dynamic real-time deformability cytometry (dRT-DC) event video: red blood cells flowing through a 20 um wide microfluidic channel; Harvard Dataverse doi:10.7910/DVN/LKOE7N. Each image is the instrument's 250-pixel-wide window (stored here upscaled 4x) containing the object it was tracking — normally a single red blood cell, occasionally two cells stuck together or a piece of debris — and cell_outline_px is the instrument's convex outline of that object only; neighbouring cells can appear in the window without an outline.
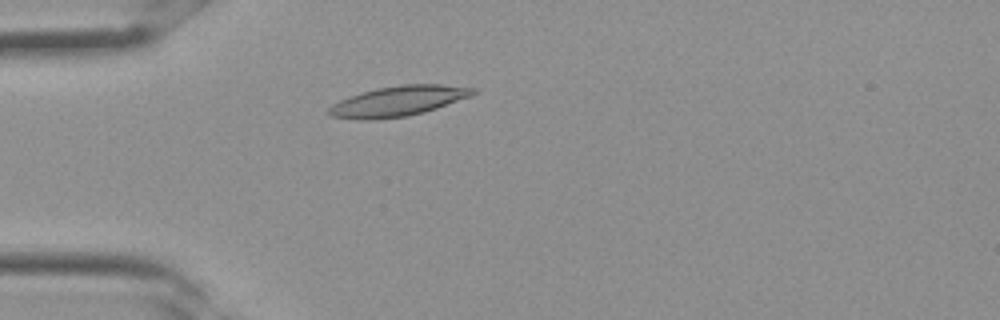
{"species": "Egyptian fruit bat (a non-hibernating species)", "species_latin": "Rousettus aegyptiacus", "temperature_condition": "room temperature", "stored_images_in_passage": 6, "camera_frame_rate_fps": 3000, "um_per_image_px": 0.085, "frame": {"image": 1, "passage_image": 3, "time_ms": 0.667, "image_size_px": [1000, 320], "cell_outline_px": [[476, 92], [472, 96], [424, 112], [408, 116], [376, 120], [360, 120], [332, 116], [328, 112], [328, 108], [332, 104], [348, 96], [376, 88], [400, 84], [440, 84], [476, 88]], "centroid_in_image_um": [33.84, 8.59], "position_along_channel_um": 51.2, "area_um2": 25.49}}
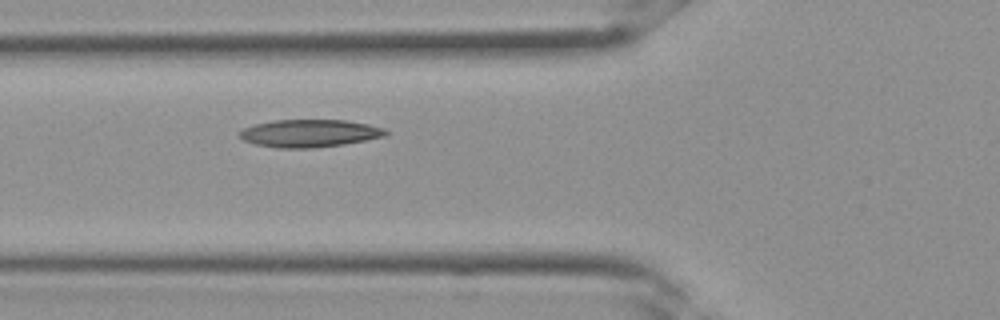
{"frame": {"image": 2, "passage_image": 6, "time_ms": 1.667, "image_size_px": [1000, 320], "cell_outline_px": [[388, 136], [344, 144], [312, 148], [280, 148], [256, 144], [244, 140], [240, 136], [240, 132], [244, 128], [256, 124], [272, 120], [344, 120], [368, 124], [384, 128], [388, 132]], "centroid_in_image_um": [26.35, 11.33], "position_along_channel_um": 99.4, "area_um2": 23.41}}